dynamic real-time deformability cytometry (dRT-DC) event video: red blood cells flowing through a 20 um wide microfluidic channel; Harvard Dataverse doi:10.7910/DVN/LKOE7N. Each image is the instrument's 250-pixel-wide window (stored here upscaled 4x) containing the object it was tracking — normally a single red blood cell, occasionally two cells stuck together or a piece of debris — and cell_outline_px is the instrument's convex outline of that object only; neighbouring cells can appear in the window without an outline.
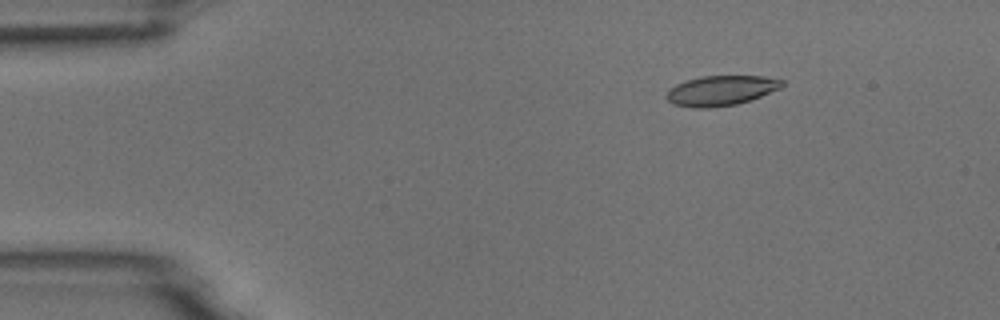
{"species": "common noctule bat (a hibernating species)", "species_latin": "Nyctalus noctula", "temperature_condition": "room temperature", "stored_images_in_passage": 5, "camera_frame_rate_fps": 3000, "um_per_image_px": 0.085, "animal": {"sex": "male", "body_mass_g": 18.8}, "frame": {"image": 1, "passage_image": 3, "time_ms": 2.333, "image_size_px": [1000, 320], "cell_outline_px": [[784, 84], [780, 88], [760, 96], [736, 104], [708, 108], [692, 108], [672, 104], [664, 96], [676, 84], [684, 80], [700, 76], [764, 76], [784, 80]], "centroid_in_image_um": [61.25, 7.69], "position_along_channel_um": 23.7, "area_um2": 20.17}}